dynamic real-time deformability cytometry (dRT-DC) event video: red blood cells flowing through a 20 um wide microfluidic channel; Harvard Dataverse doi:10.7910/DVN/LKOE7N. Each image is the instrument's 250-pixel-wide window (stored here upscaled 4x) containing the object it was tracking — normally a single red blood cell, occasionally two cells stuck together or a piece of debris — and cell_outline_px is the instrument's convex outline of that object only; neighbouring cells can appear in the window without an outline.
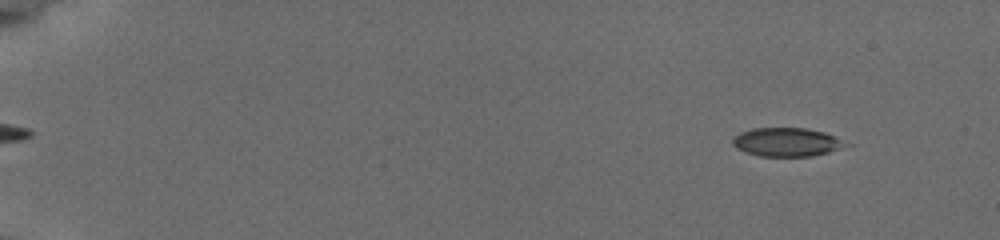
{"species": "common noctule bat (a hibernating species)", "species_latin": "Nyctalus noctula", "temperature_condition": "cold", "stored_images_in_passage": 49, "camera_frame_rate_fps": 3000, "um_per_image_px": 0.085, "animal": {"sex": "female", "body_mass_g": 19.5, "forearm_length_mm": 54.1}, "frame": {"image": 1, "passage_image": 14, "time_ms": 1.667, "image_size_px": [1000, 240], "cell_outline_px": [[840, 144], [836, 148], [828, 152], [812, 156], [760, 156], [748, 152], [732, 144], [732, 140], [740, 132], [756, 128], [804, 128], [824, 132], [832, 136]], "centroid_in_image_um": [66.73, 12.07], "position_along_channel_um": 18.3, "area_um2": 17.86}}
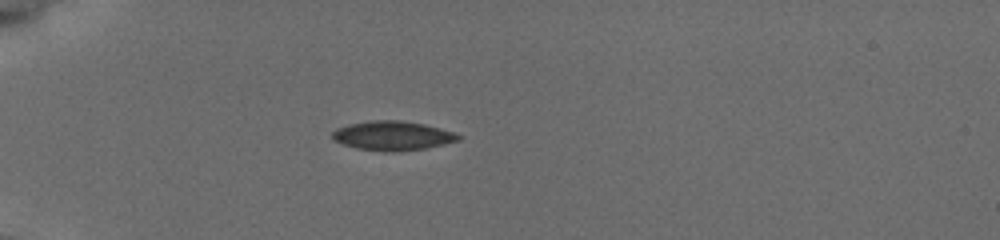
{"frame": {"image": 2, "passage_image": 43, "time_ms": 5.667, "image_size_px": [1000, 240], "cell_outline_px": [[460, 140], [424, 148], [396, 152], [384, 152], [356, 148], [344, 144], [336, 140], [332, 136], [332, 132], [336, 128], [352, 124], [372, 120], [400, 120], [424, 124], [452, 132], [460, 136]], "centroid_in_image_um": [33.35, 11.54], "position_along_channel_um": 51.6, "area_um2": 21.15}}